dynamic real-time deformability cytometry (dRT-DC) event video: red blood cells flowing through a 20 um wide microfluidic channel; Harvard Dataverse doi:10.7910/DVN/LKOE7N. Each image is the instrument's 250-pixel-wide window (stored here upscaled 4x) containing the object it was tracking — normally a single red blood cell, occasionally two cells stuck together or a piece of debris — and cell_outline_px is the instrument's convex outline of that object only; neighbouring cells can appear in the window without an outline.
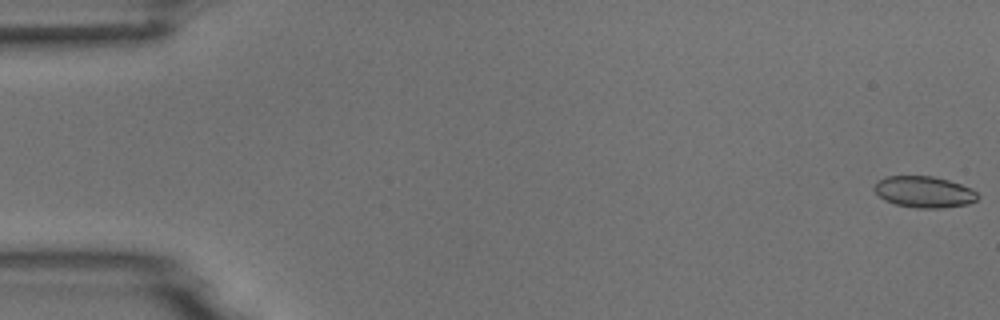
{"species": "common noctule bat (a hibernating species)", "species_latin": "Nyctalus noctula", "temperature_condition": "room temperature", "stored_images_in_passage": 4, "camera_frame_rate_fps": 3000, "um_per_image_px": 0.085, "animal": {"sex": "male", "body_mass_g": 18.8}, "frame": {"image": 1, "passage_image": 1, "time_ms": 0.0, "image_size_px": [1000, 320], "cell_outline_px": [[980, 196], [976, 200], [968, 204], [940, 208], [916, 208], [896, 204], [884, 200], [872, 188], [884, 176], [932, 176], [948, 180], [972, 188]], "centroid_in_image_um": [78.56, 16.31], "position_along_channel_um": 6.4, "area_um2": 18.84}}
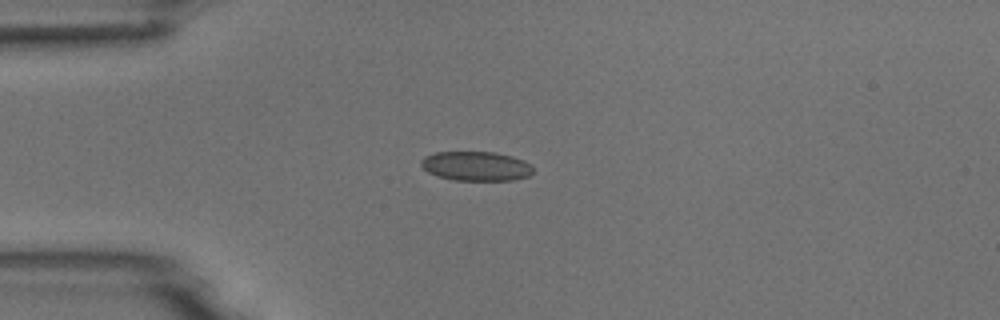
{"frame": {"image": 2, "passage_image": 4, "time_ms": 4.333, "image_size_px": [1000, 320], "cell_outline_px": [[532, 172], [528, 176], [512, 180], [452, 180], [428, 172], [420, 164], [420, 160], [424, 156], [436, 152], [496, 152], [512, 156], [524, 160], [532, 164]], "centroid_in_image_um": [40.47, 14.11], "position_along_channel_um": 44.5, "area_um2": 19.19}}